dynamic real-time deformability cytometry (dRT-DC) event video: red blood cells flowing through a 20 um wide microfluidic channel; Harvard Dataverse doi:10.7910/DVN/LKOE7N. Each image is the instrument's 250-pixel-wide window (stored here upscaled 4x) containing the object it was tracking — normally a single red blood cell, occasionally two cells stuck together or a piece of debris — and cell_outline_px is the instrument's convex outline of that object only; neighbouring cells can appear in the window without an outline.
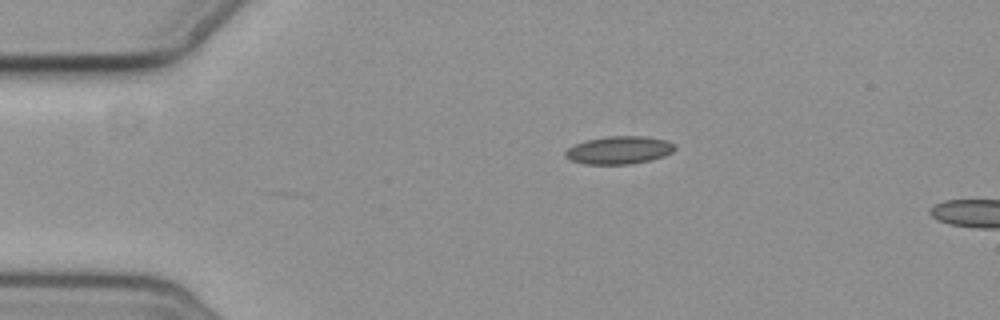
{"species": "common noctule bat (a hibernating species)", "species_latin": "Nyctalus noctula", "temperature_condition": "cold", "stored_images_in_passage": 5, "camera_frame_rate_fps": 3000, "um_per_image_px": 0.085, "animal": {"sex": "female", "body_mass_g": 19.3, "forearm_length_mm": 54.1}, "frame": {"image": 1, "passage_image": 1, "time_ms": 0.0, "image_size_px": [1000, 320], "cell_outline_px": [[676, 148], [672, 152], [664, 156], [632, 164], [584, 164], [572, 160], [564, 156], [564, 152], [568, 148], [576, 144], [588, 140], [608, 136], [644, 136], [668, 140], [676, 144]], "centroid_in_image_um": [52.65, 12.75], "position_along_channel_um": 32.3, "area_um2": 17.74}}
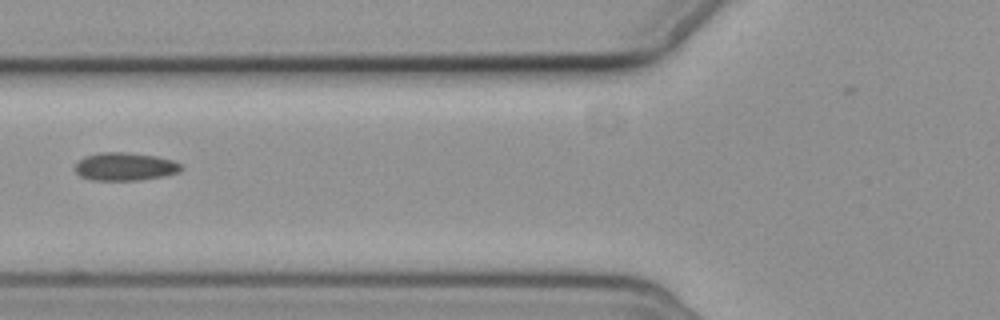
{"frame": {"image": 2, "passage_image": 4, "time_ms": 3.667, "image_size_px": [1000, 320], "cell_outline_px": [[184, 168], [180, 172], [164, 176], [140, 180], [92, 180], [80, 176], [72, 168], [84, 156], [100, 152], [124, 152], [156, 156], [172, 160], [180, 164]], "centroid_in_image_um": [10.61, 14.16], "position_along_channel_um": 115.2, "area_um2": 17.46}}
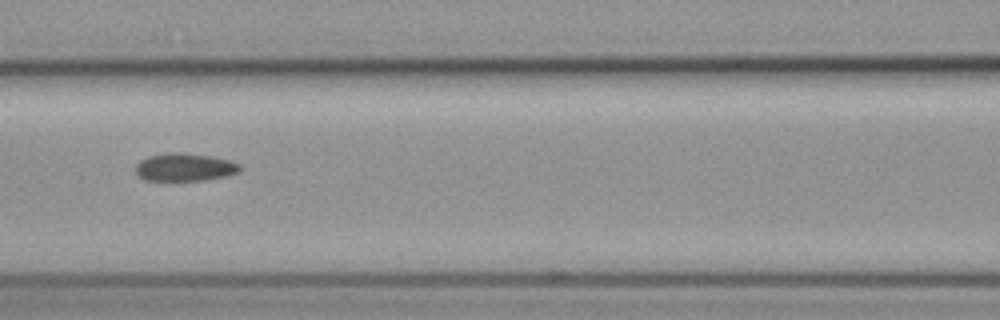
{"frame": {"image": 3, "passage_image": 5, "time_ms": 4.667, "image_size_px": [1000, 320], "cell_outline_px": [[240, 172], [224, 176], [204, 180], [144, 180], [136, 172], [136, 164], [140, 160], [148, 156], [164, 152], [180, 152], [212, 156], [228, 160], [240, 164]], "centroid_in_image_um": [15.68, 14.19], "position_along_channel_um": 150.9, "area_um2": 16.94}}